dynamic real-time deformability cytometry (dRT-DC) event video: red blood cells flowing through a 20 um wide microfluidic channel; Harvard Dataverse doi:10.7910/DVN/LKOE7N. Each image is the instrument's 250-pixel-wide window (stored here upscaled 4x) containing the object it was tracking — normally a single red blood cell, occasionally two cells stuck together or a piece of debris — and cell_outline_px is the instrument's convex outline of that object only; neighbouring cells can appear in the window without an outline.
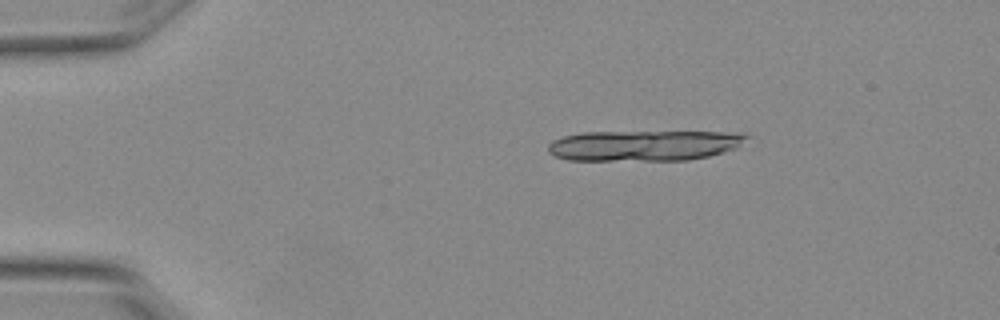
{"species": "Egyptian fruit bat (a non-hibernating species)", "species_latin": "Rousettus aegyptiacus", "temperature_condition": "warm", "stored_images_in_passage": 3, "camera_frame_rate_fps": 3000, "um_per_image_px": 0.085, "animal": {"sex": "female"}, "frame": {"image": 1, "passage_image": 1, "time_ms": 0.0, "image_size_px": [1000, 320], "cell_outline_px": [[752, 136], [736, 148], [724, 152], [708, 156], [688, 160], [568, 160], [556, 156], [548, 152], [548, 144], [552, 140], [564, 136], [580, 132], [740, 132]], "centroid_in_image_um": [54.77, 12.36], "position_along_channel_um": 30.2, "area_um2": 35.6}}